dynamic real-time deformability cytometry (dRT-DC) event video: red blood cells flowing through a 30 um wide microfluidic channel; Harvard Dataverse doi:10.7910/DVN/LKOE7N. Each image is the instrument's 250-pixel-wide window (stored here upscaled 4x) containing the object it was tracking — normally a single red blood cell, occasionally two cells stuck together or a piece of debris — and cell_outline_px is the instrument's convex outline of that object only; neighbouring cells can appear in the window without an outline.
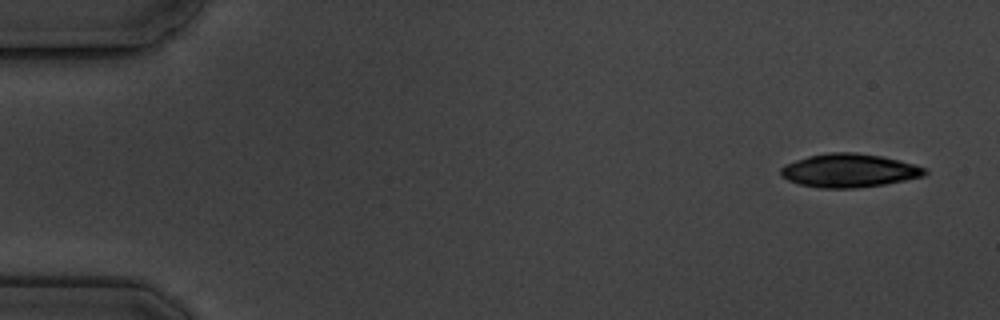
{"species": "common noctule bat (a hibernating species)", "species_latin": "Nyctalus noctula", "temperature_condition": "cold", "stored_images_in_passage": 5, "camera_frame_rate_fps": 3000, "um_per_image_px": 0.085, "animal": {"sex": "male", "body_mass_g": 19.5, "forearm_length_mm": 54.6}, "frame": {"image": 1, "passage_image": 1, "time_ms": 0.0, "image_size_px": [1000, 320], "cell_outline_px": [[928, 172], [924, 176], [884, 184], [856, 188], [820, 188], [800, 184], [788, 180], [780, 176], [780, 168], [784, 164], [808, 156], [828, 152], [856, 152], [880, 156], [900, 160], [916, 164], [924, 168]], "centroid_in_image_um": [72.16, 14.49], "position_along_channel_um": 12.8, "area_um2": 28.21}}
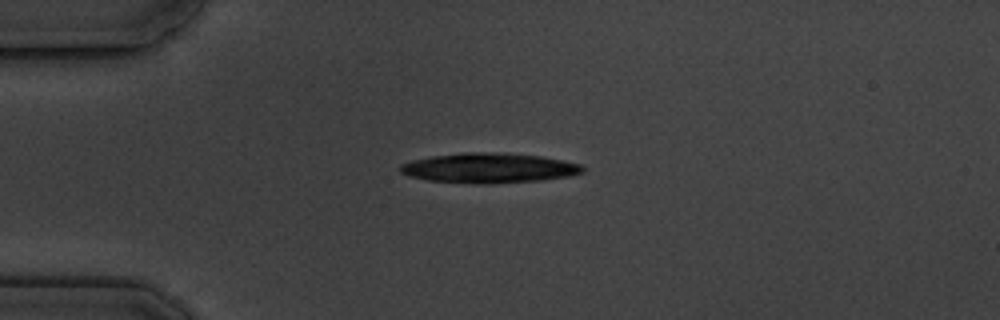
{"frame": {"image": 2, "passage_image": 4, "time_ms": 3.667, "image_size_px": [1000, 320], "cell_outline_px": [[584, 172], [568, 176], [540, 180], [480, 184], [428, 180], [408, 176], [400, 172], [400, 164], [412, 160], [432, 156], [464, 152], [488, 152], [540, 156], [564, 160], [580, 164], [584, 168]], "centroid_in_image_um": [41.54, 14.28], "position_along_channel_um": 43.5, "area_um2": 31.56}}